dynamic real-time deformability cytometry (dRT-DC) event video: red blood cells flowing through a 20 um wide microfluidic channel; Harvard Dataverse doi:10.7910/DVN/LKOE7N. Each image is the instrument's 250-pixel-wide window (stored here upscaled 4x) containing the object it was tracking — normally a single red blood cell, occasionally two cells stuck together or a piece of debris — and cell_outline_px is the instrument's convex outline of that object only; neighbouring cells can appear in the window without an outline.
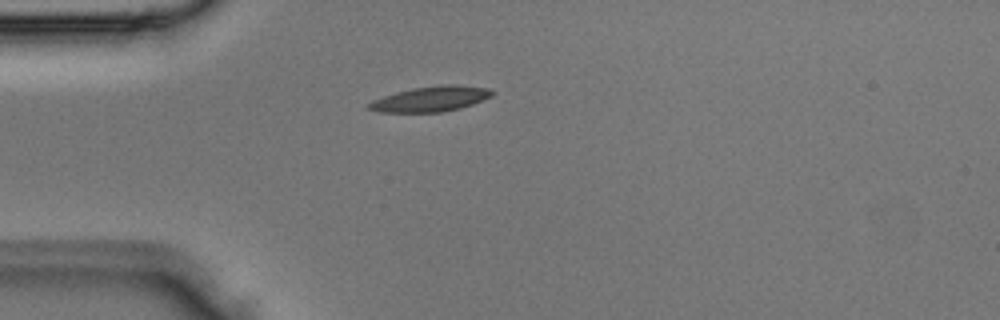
{"species": "Egyptian fruit bat (a non-hibernating species)", "species_latin": "Rousettus aegyptiacus", "temperature_condition": "room temperature", "stored_images_in_passage": 2, "camera_frame_rate_fps": 3000, "um_per_image_px": 0.085, "animal": {"sex": "male"}, "frame": {"image": 1, "passage_image": 2, "time_ms": 0.333, "image_size_px": [1000, 320], "cell_outline_px": [[496, 92], [492, 96], [472, 104], [460, 108], [440, 112], [380, 112], [368, 108], [368, 104], [372, 100], [396, 92], [412, 88], [440, 84], [456, 84], [488, 88]], "centroid_in_image_um": [36.64, 8.39], "position_along_channel_um": 48.4, "area_um2": 18.15}}